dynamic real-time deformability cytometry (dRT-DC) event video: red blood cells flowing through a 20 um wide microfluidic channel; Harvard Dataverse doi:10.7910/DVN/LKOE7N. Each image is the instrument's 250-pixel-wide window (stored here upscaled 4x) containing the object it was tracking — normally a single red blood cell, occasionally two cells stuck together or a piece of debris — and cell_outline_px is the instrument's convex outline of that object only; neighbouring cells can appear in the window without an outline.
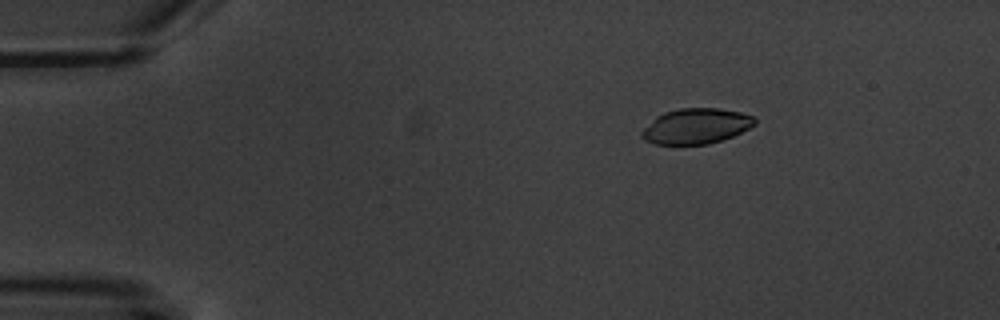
{"species": "common noctule bat (a hibernating species)", "species_latin": "Nyctalus noctula", "temperature_condition": "warm", "stored_images_in_passage": 3, "camera_frame_rate_fps": 3000, "um_per_image_px": 0.085, "animal": {"sex": "male", "body_mass_g": 20.1, "forearm_length_mm": 53.5}, "frame": {"image": 1, "passage_image": 1, "time_ms": 0.0, "image_size_px": [1000, 320], "cell_outline_px": [[756, 124], [732, 136], [708, 144], [656, 144], [644, 140], [640, 136], [640, 132], [656, 116], [664, 112], [680, 108], [720, 108], [740, 112], [752, 116], [756, 120]], "centroid_in_image_um": [59.14, 10.71], "position_along_channel_um": 25.9, "area_um2": 23.18}}